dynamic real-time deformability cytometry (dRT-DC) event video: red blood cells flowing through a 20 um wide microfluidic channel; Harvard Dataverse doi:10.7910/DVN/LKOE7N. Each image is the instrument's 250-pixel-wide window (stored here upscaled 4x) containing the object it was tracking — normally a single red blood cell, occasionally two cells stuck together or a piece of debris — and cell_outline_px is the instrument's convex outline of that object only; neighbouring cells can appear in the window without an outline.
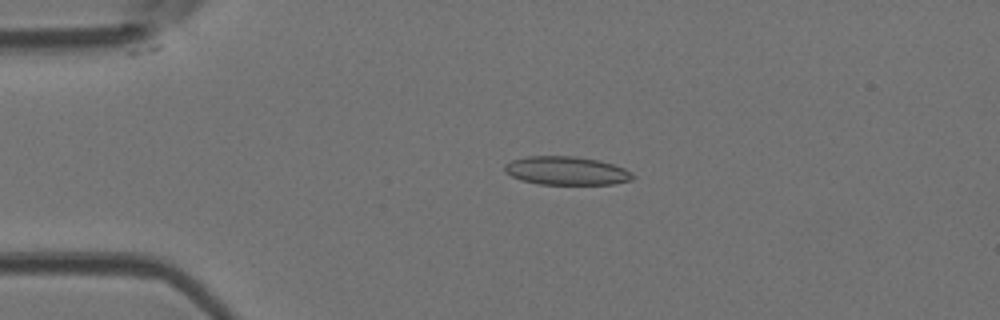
{"species": "Egyptian fruit bat (a non-hibernating species)", "species_latin": "Rousettus aegyptiacus", "temperature_condition": "room temperature", "stored_images_in_passage": 5, "camera_frame_rate_fps": 3000, "um_per_image_px": 0.085, "animal": {"sex": "female"}, "frame": {"image": 1, "passage_image": 4, "time_ms": 1.0, "image_size_px": [1000, 320], "cell_outline_px": [[636, 176], [632, 180], [612, 184], [540, 184], [520, 180], [504, 172], [504, 164], [512, 160], [524, 156], [576, 156], [600, 160], [624, 168], [632, 172]], "centroid_in_image_um": [48.14, 14.5], "position_along_channel_um": 36.9, "area_um2": 21.44}}